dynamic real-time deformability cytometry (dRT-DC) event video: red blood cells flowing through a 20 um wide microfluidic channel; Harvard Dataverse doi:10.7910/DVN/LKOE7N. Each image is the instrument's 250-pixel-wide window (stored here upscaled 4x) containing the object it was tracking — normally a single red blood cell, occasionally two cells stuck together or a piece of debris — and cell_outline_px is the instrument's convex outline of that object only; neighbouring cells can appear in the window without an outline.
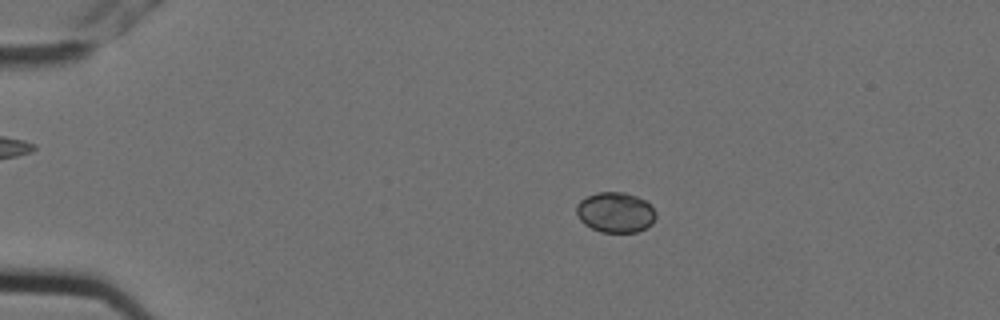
{"species": "Egyptian fruit bat (a non-hibernating species)", "species_latin": "Rousettus aegyptiacus", "temperature_condition": "cold", "stored_images_in_passage": 8, "camera_frame_rate_fps": 3000, "um_per_image_px": 0.085, "animal": {"sex": "female"}, "frame": {"image": 1, "passage_image": 4, "time_ms": 1.0, "image_size_px": [1000, 320], "cell_outline_px": [[656, 216], [652, 224], [636, 232], [600, 232], [584, 224], [580, 220], [576, 212], [576, 204], [580, 200], [596, 192], [624, 192], [636, 196], [644, 200], [656, 212]], "centroid_in_image_um": [52.29, 18.05], "position_along_channel_um": 32.7, "area_um2": 18.61}}
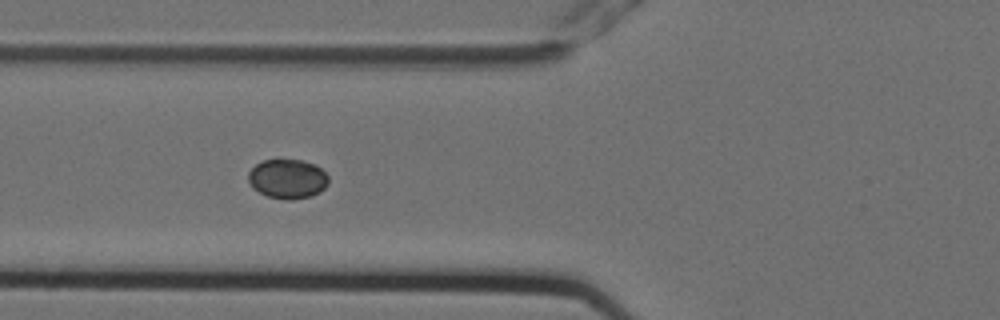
{"frame": {"image": 2, "passage_image": 7, "time_ms": 2.0, "image_size_px": [1000, 320], "cell_outline_px": [[328, 184], [320, 192], [312, 196], [292, 200], [284, 200], [268, 196], [252, 188], [248, 180], [248, 172], [256, 164], [264, 160], [300, 160], [316, 164], [328, 176]], "centroid_in_image_um": [24.45, 15.21], "position_along_channel_um": 101.4, "area_um2": 18.5}}
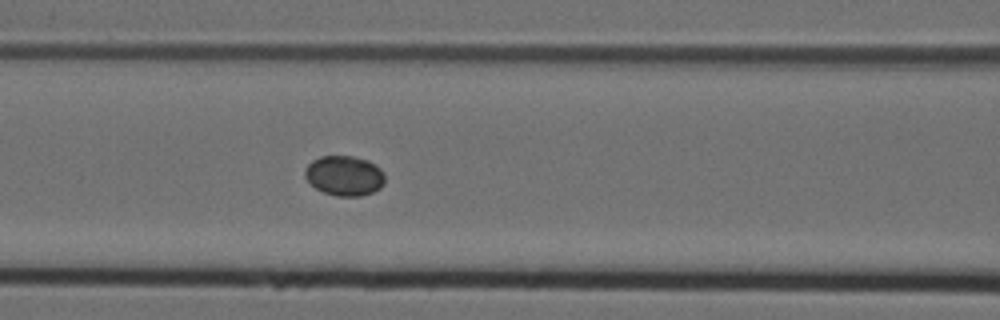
{"frame": {"image": 3, "passage_image": 8, "time_ms": 2.333, "image_size_px": [1000, 320], "cell_outline_px": [[384, 184], [380, 188], [372, 192], [360, 196], [336, 196], [324, 192], [316, 188], [304, 176], [304, 172], [308, 164], [312, 160], [320, 156], [352, 156], [368, 160], [380, 168], [384, 172]], "centroid_in_image_um": [29.28, 14.93], "position_along_channel_um": 137.3, "area_um2": 18.61}}